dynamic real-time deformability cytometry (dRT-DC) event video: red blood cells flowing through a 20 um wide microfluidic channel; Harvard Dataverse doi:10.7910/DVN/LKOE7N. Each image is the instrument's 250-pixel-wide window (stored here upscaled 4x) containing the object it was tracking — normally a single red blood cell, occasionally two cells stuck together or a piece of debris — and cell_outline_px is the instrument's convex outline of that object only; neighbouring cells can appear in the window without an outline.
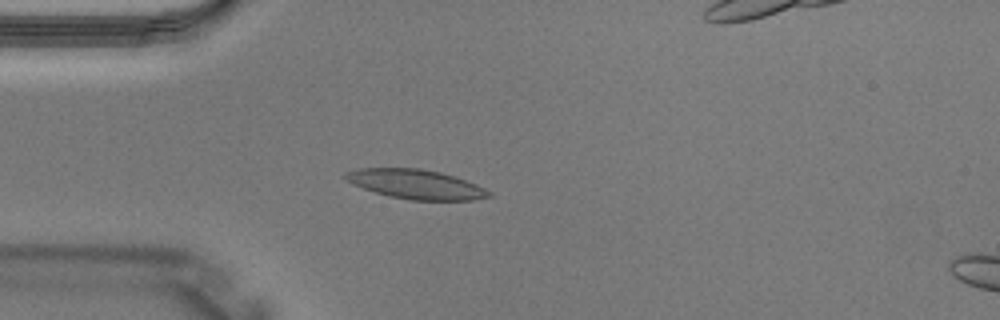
{"species": "Egyptian fruit bat (a non-hibernating species)", "species_latin": "Rousettus aegyptiacus", "temperature_condition": "warm", "stored_images_in_passage": 3, "camera_frame_rate_fps": 3000, "um_per_image_px": 0.085, "animal": {"sex": "male"}, "frame": {"image": 1, "passage_image": 2, "time_ms": 0.333, "image_size_px": [1000, 320], "cell_outline_px": [[492, 196], [472, 200], [408, 200], [388, 196], [364, 188], [344, 180], [344, 172], [360, 168], [420, 168], [440, 172], [456, 176], [476, 184], [492, 192]], "centroid_in_image_um": [35.36, 15.65], "position_along_channel_um": 49.6, "area_um2": 24.68}}